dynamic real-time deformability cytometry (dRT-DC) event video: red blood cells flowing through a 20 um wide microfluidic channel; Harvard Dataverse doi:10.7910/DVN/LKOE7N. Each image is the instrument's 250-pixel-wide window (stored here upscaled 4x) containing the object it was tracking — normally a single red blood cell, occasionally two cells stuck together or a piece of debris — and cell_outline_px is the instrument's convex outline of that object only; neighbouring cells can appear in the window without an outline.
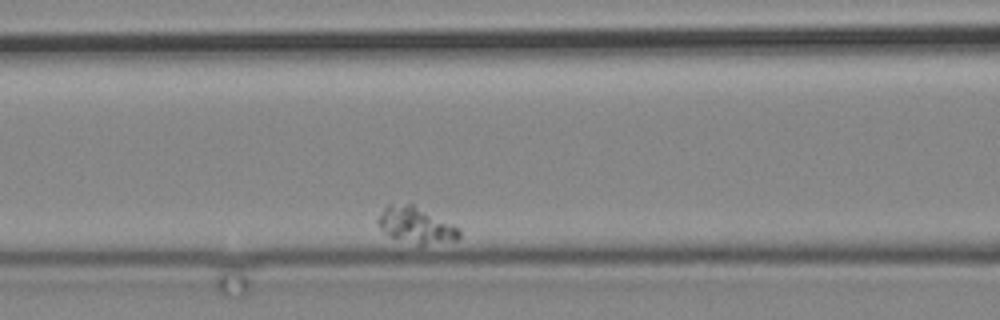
{"species": "common noctule bat (a hibernating species)", "species_latin": "Nyctalus noctula", "temperature_condition": "cold", "stored_images_in_passage": 10, "camera_frame_rate_fps": 3000, "um_per_image_px": 0.085, "animal": {"sex": "male", "body_mass_g": 19.2, "forearm_length_mm": 51.8}, "frame": {"image": 1, "passage_image": 3, "time_ms": 2.333, "image_size_px": [1000, 320], "cell_outline_px": [[460, 236], [456, 240], [420, 248], [392, 236], [384, 232], [380, 228], [376, 220], [384, 208], [388, 204], [412, 204], [460, 228]], "centroid_in_image_um": [35.38, 19.19], "position_along_channel_um": 131.2, "area_um2": 17.34}}
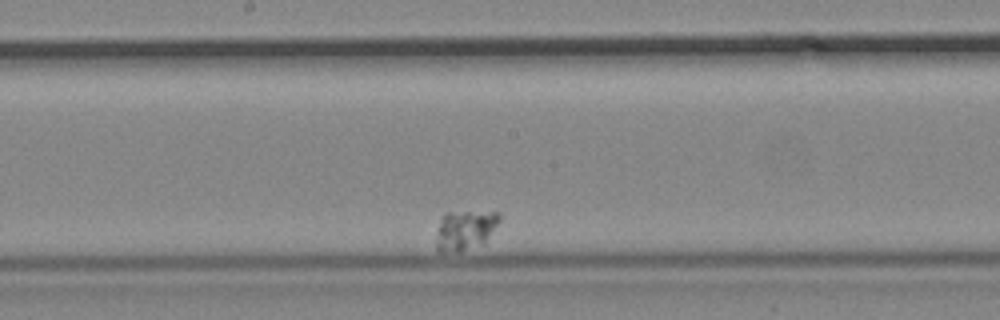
{"frame": {"image": 2, "passage_image": 6, "time_ms": 5.667, "image_size_px": [1000, 320], "cell_outline_px": [[500, 220], [484, 244], [460, 252], [440, 252], [436, 248], [436, 232], [440, 216], [444, 212], [500, 212]], "centroid_in_image_um": [39.49, 19.56], "position_along_channel_um": 208.7, "area_um2": 15.03}}
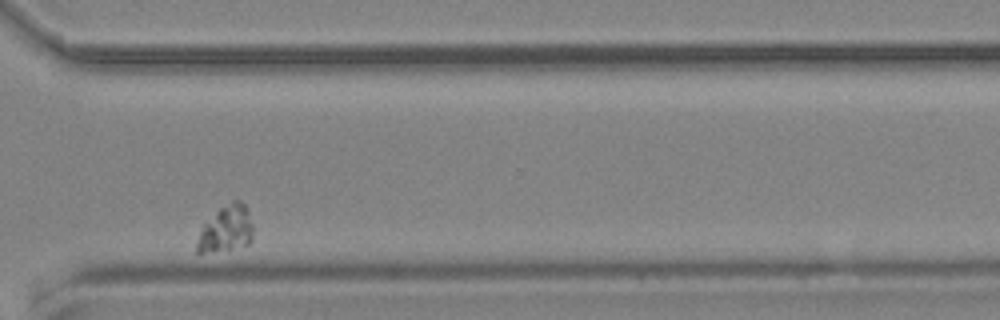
{"frame": {"image": 3, "passage_image": 10, "time_ms": 11.333, "image_size_px": [1000, 320], "cell_outline_px": [[252, 240], [248, 244], [228, 248], [204, 252], [196, 252], [196, 244], [200, 232], [204, 224], [220, 208], [232, 200], [240, 200], [244, 204], [248, 212], [252, 224]], "centroid_in_image_um": [19.23, 19.43], "position_along_channel_um": 351.4, "area_um2": 14.62}}